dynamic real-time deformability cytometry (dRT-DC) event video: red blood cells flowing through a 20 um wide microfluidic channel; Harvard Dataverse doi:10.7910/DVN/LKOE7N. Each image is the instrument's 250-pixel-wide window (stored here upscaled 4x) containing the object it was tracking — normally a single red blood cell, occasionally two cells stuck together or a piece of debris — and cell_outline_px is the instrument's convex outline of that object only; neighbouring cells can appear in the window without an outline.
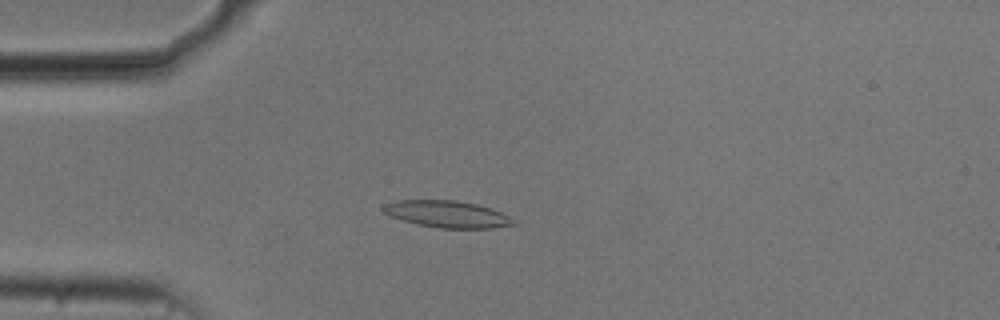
{"species": "common noctule bat (a hibernating species)", "species_latin": "Nyctalus noctula", "temperature_condition": "cold", "stored_images_in_passage": 53, "camera_frame_rate_fps": 3000, "um_per_image_px": 0.085, "animal": {"sex": "male", "body_mass_g": 20.5, "forearm_length_mm": 52.5}, "frame": {"image": 1, "passage_image": 13, "time_ms": 4.0, "image_size_px": [1000, 320], "cell_outline_px": [[520, 224], [492, 228], [440, 228], [416, 224], [392, 216], [384, 212], [380, 208], [384, 204], [396, 200], [456, 200], [476, 204], [492, 208], [516, 220]], "centroid_in_image_um": [38.05, 18.2], "position_along_channel_um": 47.0, "area_um2": 20.46}}
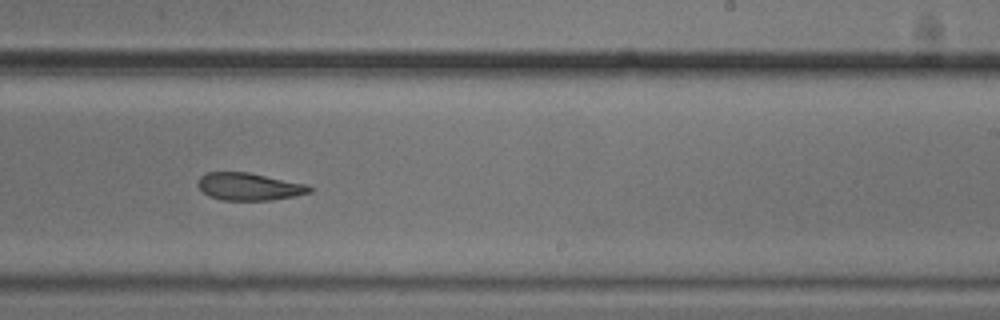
{"frame": {"image": 2, "passage_image": 32, "time_ms": 10.333, "image_size_px": [1000, 320], "cell_outline_px": [[312, 192], [296, 196], [272, 200], [220, 200], [208, 196], [196, 184], [200, 176], [208, 172], [248, 172], [308, 184], [312, 188]], "centroid_in_image_um": [21.19, 15.86], "position_along_channel_um": 267.8, "area_um2": 18.03}}
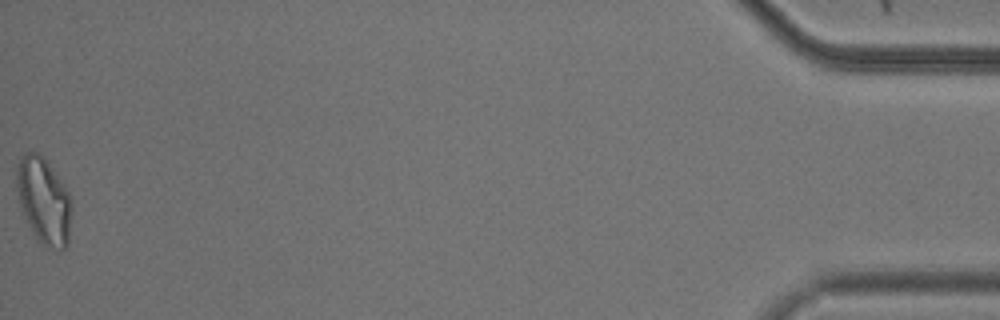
{"frame": {"image": 3, "passage_image": 53, "time_ms": 17.333, "image_size_px": [1000, 320], "cell_outline_px": [[72, 208], [68, 244], [64, 248], [48, 248], [36, 236], [28, 224], [20, 208], [16, 188], [16, 168], [24, 152], [36, 152], [48, 164], [64, 184], [68, 192]], "centroid_in_image_um": [3.71, 17.06], "position_along_channel_um": 431.5, "area_um2": 27.34}, "authors_computed_cell_mechanics": {"area_um2": 20.1722, "velocity_mm_per_s": 3.7232, "shape_relaxation_time_tau1_ms": 8.5475, "shape_relaxation_time_tau2_ms": 6.6356, "deformation_change_tau1": 0.1942, "deformation_change_tau2": 0.1638}}